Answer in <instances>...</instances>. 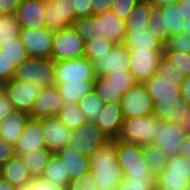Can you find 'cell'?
<instances>
[{
	"instance_id": "1",
	"label": "cell",
	"mask_w": 190,
	"mask_h": 190,
	"mask_svg": "<svg viewBox=\"0 0 190 190\" xmlns=\"http://www.w3.org/2000/svg\"><path fill=\"white\" fill-rule=\"evenodd\" d=\"M89 162L98 190H116L124 177L117 158V140L107 141L89 157Z\"/></svg>"
},
{
	"instance_id": "2",
	"label": "cell",
	"mask_w": 190,
	"mask_h": 190,
	"mask_svg": "<svg viewBox=\"0 0 190 190\" xmlns=\"http://www.w3.org/2000/svg\"><path fill=\"white\" fill-rule=\"evenodd\" d=\"M149 32L164 46L171 35L182 34L185 20L181 14V6L171 4L167 6L152 5L148 18Z\"/></svg>"
},
{
	"instance_id": "3",
	"label": "cell",
	"mask_w": 190,
	"mask_h": 190,
	"mask_svg": "<svg viewBox=\"0 0 190 190\" xmlns=\"http://www.w3.org/2000/svg\"><path fill=\"white\" fill-rule=\"evenodd\" d=\"M161 128V120L154 114L136 118H124L121 132L117 138L134 145L154 144Z\"/></svg>"
},
{
	"instance_id": "4",
	"label": "cell",
	"mask_w": 190,
	"mask_h": 190,
	"mask_svg": "<svg viewBox=\"0 0 190 190\" xmlns=\"http://www.w3.org/2000/svg\"><path fill=\"white\" fill-rule=\"evenodd\" d=\"M35 83L43 88L55 85V61L52 58L29 56L15 68L13 78Z\"/></svg>"
},
{
	"instance_id": "5",
	"label": "cell",
	"mask_w": 190,
	"mask_h": 190,
	"mask_svg": "<svg viewBox=\"0 0 190 190\" xmlns=\"http://www.w3.org/2000/svg\"><path fill=\"white\" fill-rule=\"evenodd\" d=\"M84 43L72 25L56 31L50 58L57 62L84 57Z\"/></svg>"
},
{
	"instance_id": "6",
	"label": "cell",
	"mask_w": 190,
	"mask_h": 190,
	"mask_svg": "<svg viewBox=\"0 0 190 190\" xmlns=\"http://www.w3.org/2000/svg\"><path fill=\"white\" fill-rule=\"evenodd\" d=\"M110 139L95 122L86 121L72 131L70 147L85 157H90Z\"/></svg>"
},
{
	"instance_id": "7",
	"label": "cell",
	"mask_w": 190,
	"mask_h": 190,
	"mask_svg": "<svg viewBox=\"0 0 190 190\" xmlns=\"http://www.w3.org/2000/svg\"><path fill=\"white\" fill-rule=\"evenodd\" d=\"M124 118H136L154 114V102L143 83L128 90L120 101Z\"/></svg>"
},
{
	"instance_id": "8",
	"label": "cell",
	"mask_w": 190,
	"mask_h": 190,
	"mask_svg": "<svg viewBox=\"0 0 190 190\" xmlns=\"http://www.w3.org/2000/svg\"><path fill=\"white\" fill-rule=\"evenodd\" d=\"M117 158L123 175H132V177L153 176L148 170L141 145L117 140Z\"/></svg>"
},
{
	"instance_id": "9",
	"label": "cell",
	"mask_w": 190,
	"mask_h": 190,
	"mask_svg": "<svg viewBox=\"0 0 190 190\" xmlns=\"http://www.w3.org/2000/svg\"><path fill=\"white\" fill-rule=\"evenodd\" d=\"M93 62L87 57L55 62V83L95 80Z\"/></svg>"
},
{
	"instance_id": "10",
	"label": "cell",
	"mask_w": 190,
	"mask_h": 190,
	"mask_svg": "<svg viewBox=\"0 0 190 190\" xmlns=\"http://www.w3.org/2000/svg\"><path fill=\"white\" fill-rule=\"evenodd\" d=\"M43 87L11 79L5 82V93L14 110L30 112L35 100L41 95Z\"/></svg>"
},
{
	"instance_id": "11",
	"label": "cell",
	"mask_w": 190,
	"mask_h": 190,
	"mask_svg": "<svg viewBox=\"0 0 190 190\" xmlns=\"http://www.w3.org/2000/svg\"><path fill=\"white\" fill-rule=\"evenodd\" d=\"M131 63L130 72L140 83L156 74L157 65L163 50L155 49H129Z\"/></svg>"
},
{
	"instance_id": "12",
	"label": "cell",
	"mask_w": 190,
	"mask_h": 190,
	"mask_svg": "<svg viewBox=\"0 0 190 190\" xmlns=\"http://www.w3.org/2000/svg\"><path fill=\"white\" fill-rule=\"evenodd\" d=\"M96 76H104L109 72H130V53L124 44H116L113 49L93 61Z\"/></svg>"
},
{
	"instance_id": "13",
	"label": "cell",
	"mask_w": 190,
	"mask_h": 190,
	"mask_svg": "<svg viewBox=\"0 0 190 190\" xmlns=\"http://www.w3.org/2000/svg\"><path fill=\"white\" fill-rule=\"evenodd\" d=\"M54 32L45 28H21L20 40L29 56L50 58Z\"/></svg>"
},
{
	"instance_id": "14",
	"label": "cell",
	"mask_w": 190,
	"mask_h": 190,
	"mask_svg": "<svg viewBox=\"0 0 190 190\" xmlns=\"http://www.w3.org/2000/svg\"><path fill=\"white\" fill-rule=\"evenodd\" d=\"M65 105L66 103L59 94L56 85L45 87L29 112L30 119L39 120L42 118L56 117Z\"/></svg>"
},
{
	"instance_id": "15",
	"label": "cell",
	"mask_w": 190,
	"mask_h": 190,
	"mask_svg": "<svg viewBox=\"0 0 190 190\" xmlns=\"http://www.w3.org/2000/svg\"><path fill=\"white\" fill-rule=\"evenodd\" d=\"M40 123L47 149L56 153L70 144L72 130L67 128L57 116L42 118Z\"/></svg>"
},
{
	"instance_id": "16",
	"label": "cell",
	"mask_w": 190,
	"mask_h": 190,
	"mask_svg": "<svg viewBox=\"0 0 190 190\" xmlns=\"http://www.w3.org/2000/svg\"><path fill=\"white\" fill-rule=\"evenodd\" d=\"M187 135L182 125L161 121L154 145L161 148L168 158H173L179 155L181 144Z\"/></svg>"
},
{
	"instance_id": "17",
	"label": "cell",
	"mask_w": 190,
	"mask_h": 190,
	"mask_svg": "<svg viewBox=\"0 0 190 190\" xmlns=\"http://www.w3.org/2000/svg\"><path fill=\"white\" fill-rule=\"evenodd\" d=\"M45 3L42 0H24L16 9L15 16L21 28H45Z\"/></svg>"
},
{
	"instance_id": "18",
	"label": "cell",
	"mask_w": 190,
	"mask_h": 190,
	"mask_svg": "<svg viewBox=\"0 0 190 190\" xmlns=\"http://www.w3.org/2000/svg\"><path fill=\"white\" fill-rule=\"evenodd\" d=\"M123 121L120 103H108L103 105L95 124L110 140H117Z\"/></svg>"
},
{
	"instance_id": "19",
	"label": "cell",
	"mask_w": 190,
	"mask_h": 190,
	"mask_svg": "<svg viewBox=\"0 0 190 190\" xmlns=\"http://www.w3.org/2000/svg\"><path fill=\"white\" fill-rule=\"evenodd\" d=\"M16 155L29 154L32 151L46 148L40 119H30L14 145Z\"/></svg>"
},
{
	"instance_id": "20",
	"label": "cell",
	"mask_w": 190,
	"mask_h": 190,
	"mask_svg": "<svg viewBox=\"0 0 190 190\" xmlns=\"http://www.w3.org/2000/svg\"><path fill=\"white\" fill-rule=\"evenodd\" d=\"M143 84L154 101L181 100V85L176 81H168L154 74L146 79Z\"/></svg>"
},
{
	"instance_id": "21",
	"label": "cell",
	"mask_w": 190,
	"mask_h": 190,
	"mask_svg": "<svg viewBox=\"0 0 190 190\" xmlns=\"http://www.w3.org/2000/svg\"><path fill=\"white\" fill-rule=\"evenodd\" d=\"M29 120V112L13 110L0 123V138L9 144L15 145Z\"/></svg>"
},
{
	"instance_id": "22",
	"label": "cell",
	"mask_w": 190,
	"mask_h": 190,
	"mask_svg": "<svg viewBox=\"0 0 190 190\" xmlns=\"http://www.w3.org/2000/svg\"><path fill=\"white\" fill-rule=\"evenodd\" d=\"M98 18V36L108 38L116 44H123L125 39V21L111 11L95 15Z\"/></svg>"
},
{
	"instance_id": "23",
	"label": "cell",
	"mask_w": 190,
	"mask_h": 190,
	"mask_svg": "<svg viewBox=\"0 0 190 190\" xmlns=\"http://www.w3.org/2000/svg\"><path fill=\"white\" fill-rule=\"evenodd\" d=\"M189 105L184 100L154 101V116L164 122L182 125Z\"/></svg>"
},
{
	"instance_id": "24",
	"label": "cell",
	"mask_w": 190,
	"mask_h": 190,
	"mask_svg": "<svg viewBox=\"0 0 190 190\" xmlns=\"http://www.w3.org/2000/svg\"><path fill=\"white\" fill-rule=\"evenodd\" d=\"M56 154L64 161L70 181L90 171L89 158L78 153L70 145L60 149Z\"/></svg>"
},
{
	"instance_id": "25",
	"label": "cell",
	"mask_w": 190,
	"mask_h": 190,
	"mask_svg": "<svg viewBox=\"0 0 190 190\" xmlns=\"http://www.w3.org/2000/svg\"><path fill=\"white\" fill-rule=\"evenodd\" d=\"M0 168L3 173V179L8 181L16 189L24 187L32 180L25 162L20 155H15Z\"/></svg>"
},
{
	"instance_id": "26",
	"label": "cell",
	"mask_w": 190,
	"mask_h": 190,
	"mask_svg": "<svg viewBox=\"0 0 190 190\" xmlns=\"http://www.w3.org/2000/svg\"><path fill=\"white\" fill-rule=\"evenodd\" d=\"M55 85L66 104H78L83 97L94 91V80L55 83Z\"/></svg>"
},
{
	"instance_id": "27",
	"label": "cell",
	"mask_w": 190,
	"mask_h": 190,
	"mask_svg": "<svg viewBox=\"0 0 190 190\" xmlns=\"http://www.w3.org/2000/svg\"><path fill=\"white\" fill-rule=\"evenodd\" d=\"M123 44L128 48L163 50L164 46L156 39L147 28L144 30L125 31Z\"/></svg>"
},
{
	"instance_id": "28",
	"label": "cell",
	"mask_w": 190,
	"mask_h": 190,
	"mask_svg": "<svg viewBox=\"0 0 190 190\" xmlns=\"http://www.w3.org/2000/svg\"><path fill=\"white\" fill-rule=\"evenodd\" d=\"M53 154L51 150L43 148L21 155L31 179L41 177Z\"/></svg>"
},
{
	"instance_id": "29",
	"label": "cell",
	"mask_w": 190,
	"mask_h": 190,
	"mask_svg": "<svg viewBox=\"0 0 190 190\" xmlns=\"http://www.w3.org/2000/svg\"><path fill=\"white\" fill-rule=\"evenodd\" d=\"M152 5L150 0H138L125 20V31L144 30V28H147Z\"/></svg>"
},
{
	"instance_id": "30",
	"label": "cell",
	"mask_w": 190,
	"mask_h": 190,
	"mask_svg": "<svg viewBox=\"0 0 190 190\" xmlns=\"http://www.w3.org/2000/svg\"><path fill=\"white\" fill-rule=\"evenodd\" d=\"M41 178L50 180L56 183L59 186L68 188L69 185V176L68 172H66V168L64 166V161L58 157L56 153H54L45 167Z\"/></svg>"
},
{
	"instance_id": "31",
	"label": "cell",
	"mask_w": 190,
	"mask_h": 190,
	"mask_svg": "<svg viewBox=\"0 0 190 190\" xmlns=\"http://www.w3.org/2000/svg\"><path fill=\"white\" fill-rule=\"evenodd\" d=\"M142 150L148 170L156 178L166 167L168 157L161 148L154 144L143 145Z\"/></svg>"
},
{
	"instance_id": "32",
	"label": "cell",
	"mask_w": 190,
	"mask_h": 190,
	"mask_svg": "<svg viewBox=\"0 0 190 190\" xmlns=\"http://www.w3.org/2000/svg\"><path fill=\"white\" fill-rule=\"evenodd\" d=\"M94 91L104 104L120 103L124 96L123 89L111 85L104 76H96L94 80Z\"/></svg>"
},
{
	"instance_id": "33",
	"label": "cell",
	"mask_w": 190,
	"mask_h": 190,
	"mask_svg": "<svg viewBox=\"0 0 190 190\" xmlns=\"http://www.w3.org/2000/svg\"><path fill=\"white\" fill-rule=\"evenodd\" d=\"M190 174L160 173L156 177V190H186Z\"/></svg>"
},
{
	"instance_id": "34",
	"label": "cell",
	"mask_w": 190,
	"mask_h": 190,
	"mask_svg": "<svg viewBox=\"0 0 190 190\" xmlns=\"http://www.w3.org/2000/svg\"><path fill=\"white\" fill-rule=\"evenodd\" d=\"M156 75L168 81H176V84L181 85L186 77V71L172 63L163 54L158 61Z\"/></svg>"
},
{
	"instance_id": "35",
	"label": "cell",
	"mask_w": 190,
	"mask_h": 190,
	"mask_svg": "<svg viewBox=\"0 0 190 190\" xmlns=\"http://www.w3.org/2000/svg\"><path fill=\"white\" fill-rule=\"evenodd\" d=\"M57 118L72 131L87 121L77 104H66L57 114Z\"/></svg>"
},
{
	"instance_id": "36",
	"label": "cell",
	"mask_w": 190,
	"mask_h": 190,
	"mask_svg": "<svg viewBox=\"0 0 190 190\" xmlns=\"http://www.w3.org/2000/svg\"><path fill=\"white\" fill-rule=\"evenodd\" d=\"M20 30L15 14H0V45L20 38Z\"/></svg>"
},
{
	"instance_id": "37",
	"label": "cell",
	"mask_w": 190,
	"mask_h": 190,
	"mask_svg": "<svg viewBox=\"0 0 190 190\" xmlns=\"http://www.w3.org/2000/svg\"><path fill=\"white\" fill-rule=\"evenodd\" d=\"M115 45L116 43L108 38H102L101 35L93 37L84 43V57L93 61L96 57L110 52Z\"/></svg>"
},
{
	"instance_id": "38",
	"label": "cell",
	"mask_w": 190,
	"mask_h": 190,
	"mask_svg": "<svg viewBox=\"0 0 190 190\" xmlns=\"http://www.w3.org/2000/svg\"><path fill=\"white\" fill-rule=\"evenodd\" d=\"M116 190H156V178L154 176L124 175Z\"/></svg>"
},
{
	"instance_id": "39",
	"label": "cell",
	"mask_w": 190,
	"mask_h": 190,
	"mask_svg": "<svg viewBox=\"0 0 190 190\" xmlns=\"http://www.w3.org/2000/svg\"><path fill=\"white\" fill-rule=\"evenodd\" d=\"M0 51L15 67L20 65L29 57L20 38L14 39V42L2 43V45H0Z\"/></svg>"
},
{
	"instance_id": "40",
	"label": "cell",
	"mask_w": 190,
	"mask_h": 190,
	"mask_svg": "<svg viewBox=\"0 0 190 190\" xmlns=\"http://www.w3.org/2000/svg\"><path fill=\"white\" fill-rule=\"evenodd\" d=\"M77 105L83 111L87 121L95 122L101 109L103 108L104 103L95 91H93L83 97Z\"/></svg>"
},
{
	"instance_id": "41",
	"label": "cell",
	"mask_w": 190,
	"mask_h": 190,
	"mask_svg": "<svg viewBox=\"0 0 190 190\" xmlns=\"http://www.w3.org/2000/svg\"><path fill=\"white\" fill-rule=\"evenodd\" d=\"M44 15L46 27L50 31L56 32L71 25L62 15V12L58 8V4H45Z\"/></svg>"
},
{
	"instance_id": "42",
	"label": "cell",
	"mask_w": 190,
	"mask_h": 190,
	"mask_svg": "<svg viewBox=\"0 0 190 190\" xmlns=\"http://www.w3.org/2000/svg\"><path fill=\"white\" fill-rule=\"evenodd\" d=\"M72 26L84 42L98 37V18L95 15L75 19Z\"/></svg>"
},
{
	"instance_id": "43",
	"label": "cell",
	"mask_w": 190,
	"mask_h": 190,
	"mask_svg": "<svg viewBox=\"0 0 190 190\" xmlns=\"http://www.w3.org/2000/svg\"><path fill=\"white\" fill-rule=\"evenodd\" d=\"M104 77L111 85L123 89L124 94L138 83L131 72H109Z\"/></svg>"
},
{
	"instance_id": "44",
	"label": "cell",
	"mask_w": 190,
	"mask_h": 190,
	"mask_svg": "<svg viewBox=\"0 0 190 190\" xmlns=\"http://www.w3.org/2000/svg\"><path fill=\"white\" fill-rule=\"evenodd\" d=\"M161 173L190 174V159L180 154L168 158L166 167Z\"/></svg>"
},
{
	"instance_id": "45",
	"label": "cell",
	"mask_w": 190,
	"mask_h": 190,
	"mask_svg": "<svg viewBox=\"0 0 190 190\" xmlns=\"http://www.w3.org/2000/svg\"><path fill=\"white\" fill-rule=\"evenodd\" d=\"M163 50H174L179 52L190 53V36L182 33L171 35Z\"/></svg>"
},
{
	"instance_id": "46",
	"label": "cell",
	"mask_w": 190,
	"mask_h": 190,
	"mask_svg": "<svg viewBox=\"0 0 190 190\" xmlns=\"http://www.w3.org/2000/svg\"><path fill=\"white\" fill-rule=\"evenodd\" d=\"M67 190H98L96 179L89 171L69 182Z\"/></svg>"
},
{
	"instance_id": "47",
	"label": "cell",
	"mask_w": 190,
	"mask_h": 190,
	"mask_svg": "<svg viewBox=\"0 0 190 190\" xmlns=\"http://www.w3.org/2000/svg\"><path fill=\"white\" fill-rule=\"evenodd\" d=\"M163 54L174 64L186 71V76L190 75V53H183L174 50H163Z\"/></svg>"
},
{
	"instance_id": "48",
	"label": "cell",
	"mask_w": 190,
	"mask_h": 190,
	"mask_svg": "<svg viewBox=\"0 0 190 190\" xmlns=\"http://www.w3.org/2000/svg\"><path fill=\"white\" fill-rule=\"evenodd\" d=\"M138 0H113L111 12L125 21L133 10Z\"/></svg>"
},
{
	"instance_id": "49",
	"label": "cell",
	"mask_w": 190,
	"mask_h": 190,
	"mask_svg": "<svg viewBox=\"0 0 190 190\" xmlns=\"http://www.w3.org/2000/svg\"><path fill=\"white\" fill-rule=\"evenodd\" d=\"M15 66L0 51V81L7 82L13 78Z\"/></svg>"
},
{
	"instance_id": "50",
	"label": "cell",
	"mask_w": 190,
	"mask_h": 190,
	"mask_svg": "<svg viewBox=\"0 0 190 190\" xmlns=\"http://www.w3.org/2000/svg\"><path fill=\"white\" fill-rule=\"evenodd\" d=\"M55 4H58V8L62 12V15L72 25L75 21V0H57Z\"/></svg>"
},
{
	"instance_id": "51",
	"label": "cell",
	"mask_w": 190,
	"mask_h": 190,
	"mask_svg": "<svg viewBox=\"0 0 190 190\" xmlns=\"http://www.w3.org/2000/svg\"><path fill=\"white\" fill-rule=\"evenodd\" d=\"M32 190H67L65 187L43 178L32 179Z\"/></svg>"
},
{
	"instance_id": "52",
	"label": "cell",
	"mask_w": 190,
	"mask_h": 190,
	"mask_svg": "<svg viewBox=\"0 0 190 190\" xmlns=\"http://www.w3.org/2000/svg\"><path fill=\"white\" fill-rule=\"evenodd\" d=\"M75 19L92 15L90 0H75L74 6Z\"/></svg>"
},
{
	"instance_id": "53",
	"label": "cell",
	"mask_w": 190,
	"mask_h": 190,
	"mask_svg": "<svg viewBox=\"0 0 190 190\" xmlns=\"http://www.w3.org/2000/svg\"><path fill=\"white\" fill-rule=\"evenodd\" d=\"M16 155L15 147L0 138V167Z\"/></svg>"
},
{
	"instance_id": "54",
	"label": "cell",
	"mask_w": 190,
	"mask_h": 190,
	"mask_svg": "<svg viewBox=\"0 0 190 190\" xmlns=\"http://www.w3.org/2000/svg\"><path fill=\"white\" fill-rule=\"evenodd\" d=\"M113 0H90L92 15H98L109 12L112 7Z\"/></svg>"
},
{
	"instance_id": "55",
	"label": "cell",
	"mask_w": 190,
	"mask_h": 190,
	"mask_svg": "<svg viewBox=\"0 0 190 190\" xmlns=\"http://www.w3.org/2000/svg\"><path fill=\"white\" fill-rule=\"evenodd\" d=\"M14 110L6 93L0 96V123Z\"/></svg>"
},
{
	"instance_id": "56",
	"label": "cell",
	"mask_w": 190,
	"mask_h": 190,
	"mask_svg": "<svg viewBox=\"0 0 190 190\" xmlns=\"http://www.w3.org/2000/svg\"><path fill=\"white\" fill-rule=\"evenodd\" d=\"M18 0H0V14H15Z\"/></svg>"
},
{
	"instance_id": "57",
	"label": "cell",
	"mask_w": 190,
	"mask_h": 190,
	"mask_svg": "<svg viewBox=\"0 0 190 190\" xmlns=\"http://www.w3.org/2000/svg\"><path fill=\"white\" fill-rule=\"evenodd\" d=\"M181 97L190 106V75L186 76L181 84Z\"/></svg>"
},
{
	"instance_id": "58",
	"label": "cell",
	"mask_w": 190,
	"mask_h": 190,
	"mask_svg": "<svg viewBox=\"0 0 190 190\" xmlns=\"http://www.w3.org/2000/svg\"><path fill=\"white\" fill-rule=\"evenodd\" d=\"M177 6H181V14L185 21L190 19V0H179Z\"/></svg>"
},
{
	"instance_id": "59",
	"label": "cell",
	"mask_w": 190,
	"mask_h": 190,
	"mask_svg": "<svg viewBox=\"0 0 190 190\" xmlns=\"http://www.w3.org/2000/svg\"><path fill=\"white\" fill-rule=\"evenodd\" d=\"M179 154L190 159V134L183 140Z\"/></svg>"
},
{
	"instance_id": "60",
	"label": "cell",
	"mask_w": 190,
	"mask_h": 190,
	"mask_svg": "<svg viewBox=\"0 0 190 190\" xmlns=\"http://www.w3.org/2000/svg\"><path fill=\"white\" fill-rule=\"evenodd\" d=\"M179 0H151L153 5L156 6H167V5H171V4H177Z\"/></svg>"
},
{
	"instance_id": "61",
	"label": "cell",
	"mask_w": 190,
	"mask_h": 190,
	"mask_svg": "<svg viewBox=\"0 0 190 190\" xmlns=\"http://www.w3.org/2000/svg\"><path fill=\"white\" fill-rule=\"evenodd\" d=\"M182 127L185 131H187V134H190V106L188 109V113L186 114L185 119L182 123Z\"/></svg>"
},
{
	"instance_id": "62",
	"label": "cell",
	"mask_w": 190,
	"mask_h": 190,
	"mask_svg": "<svg viewBox=\"0 0 190 190\" xmlns=\"http://www.w3.org/2000/svg\"><path fill=\"white\" fill-rule=\"evenodd\" d=\"M0 190H16L8 181L3 180L0 183Z\"/></svg>"
},
{
	"instance_id": "63",
	"label": "cell",
	"mask_w": 190,
	"mask_h": 190,
	"mask_svg": "<svg viewBox=\"0 0 190 190\" xmlns=\"http://www.w3.org/2000/svg\"><path fill=\"white\" fill-rule=\"evenodd\" d=\"M183 33L190 36V19L185 21Z\"/></svg>"
},
{
	"instance_id": "64",
	"label": "cell",
	"mask_w": 190,
	"mask_h": 190,
	"mask_svg": "<svg viewBox=\"0 0 190 190\" xmlns=\"http://www.w3.org/2000/svg\"><path fill=\"white\" fill-rule=\"evenodd\" d=\"M16 190H32V180L26 184L24 187L16 189Z\"/></svg>"
},
{
	"instance_id": "65",
	"label": "cell",
	"mask_w": 190,
	"mask_h": 190,
	"mask_svg": "<svg viewBox=\"0 0 190 190\" xmlns=\"http://www.w3.org/2000/svg\"><path fill=\"white\" fill-rule=\"evenodd\" d=\"M5 93V82L0 81V96Z\"/></svg>"
},
{
	"instance_id": "66",
	"label": "cell",
	"mask_w": 190,
	"mask_h": 190,
	"mask_svg": "<svg viewBox=\"0 0 190 190\" xmlns=\"http://www.w3.org/2000/svg\"><path fill=\"white\" fill-rule=\"evenodd\" d=\"M45 4H53L55 3L57 0H42Z\"/></svg>"
},
{
	"instance_id": "67",
	"label": "cell",
	"mask_w": 190,
	"mask_h": 190,
	"mask_svg": "<svg viewBox=\"0 0 190 190\" xmlns=\"http://www.w3.org/2000/svg\"><path fill=\"white\" fill-rule=\"evenodd\" d=\"M4 179H3V173H2V170H1V168H0V183L3 181Z\"/></svg>"
},
{
	"instance_id": "68",
	"label": "cell",
	"mask_w": 190,
	"mask_h": 190,
	"mask_svg": "<svg viewBox=\"0 0 190 190\" xmlns=\"http://www.w3.org/2000/svg\"><path fill=\"white\" fill-rule=\"evenodd\" d=\"M186 190H190V180H189V183H188V185L186 187Z\"/></svg>"
}]
</instances>
